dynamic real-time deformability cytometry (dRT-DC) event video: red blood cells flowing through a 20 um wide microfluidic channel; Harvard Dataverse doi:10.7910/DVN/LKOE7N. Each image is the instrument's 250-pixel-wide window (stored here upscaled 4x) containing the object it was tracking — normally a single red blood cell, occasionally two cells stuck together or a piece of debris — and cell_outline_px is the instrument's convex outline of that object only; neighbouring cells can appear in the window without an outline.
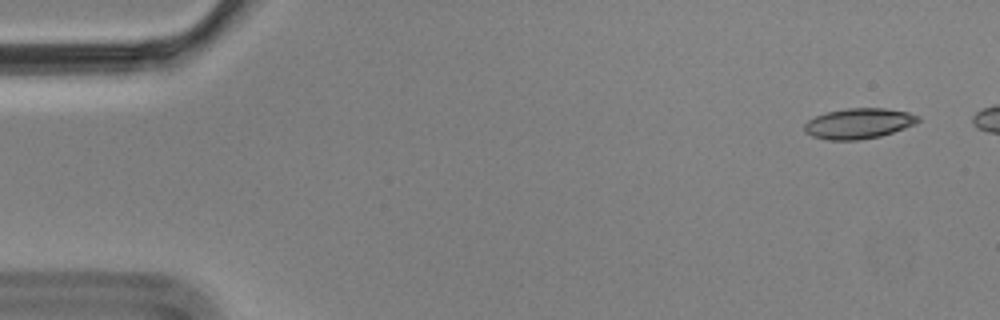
{"species": "Egyptian fruit bat (a non-hibernating species)", "species_latin": "Rousettus aegyptiacus", "temperature_condition": "cold", "stored_images_in_passage": 5, "camera_frame_rate_fps": 3000, "um_per_image_px": 0.085, "animal": {"sex": "male"}, "frame": {"image": 1, "passage_image": 1, "time_ms": 0.0, "image_size_px": [1000, 320], "cell_outline_px": [[920, 120], [916, 124], [880, 136], [856, 140], [828, 140], [812, 136], [804, 132], [804, 124], [808, 120], [816, 116], [828, 112], [848, 108], [884, 108], [908, 112], [920, 116]], "centroid_in_image_um": [72.99, 10.49], "position_along_channel_um": 12.0, "area_um2": 20.11}}